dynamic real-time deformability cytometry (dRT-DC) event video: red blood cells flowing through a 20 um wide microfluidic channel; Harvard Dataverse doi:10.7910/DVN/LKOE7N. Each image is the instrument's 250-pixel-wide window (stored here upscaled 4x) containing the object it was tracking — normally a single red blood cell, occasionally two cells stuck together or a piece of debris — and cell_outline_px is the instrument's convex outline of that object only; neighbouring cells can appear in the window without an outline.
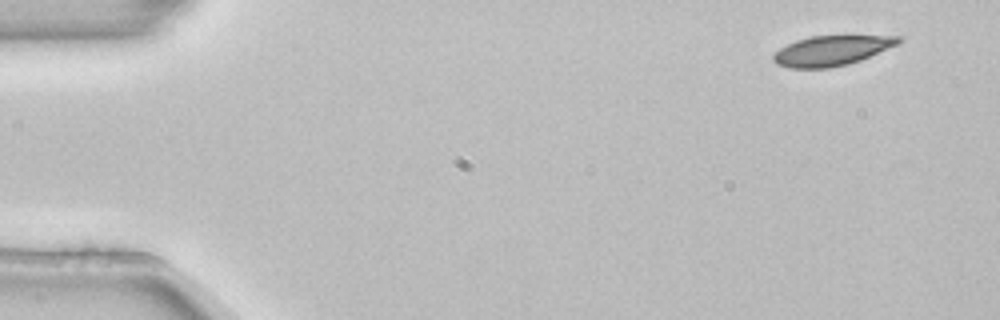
{"species": "common noctule bat (a hibernating species)", "species_latin": "Nyctalus noctula", "temperature_condition": "room temperature", "stored_images_in_passage": 4, "camera_frame_rate_fps": 3000, "um_per_image_px": 0.085, "animal": {"sex": "female", "body_mass_g": 22.7, "forearm_length_mm": 54.2}, "frame": {"image": 1, "passage_image": 1, "time_ms": 0.0, "image_size_px": [1000, 320], "cell_outline_px": [[900, 44], [860, 60], [848, 64], [828, 68], [788, 68], [776, 64], [772, 60], [772, 56], [780, 48], [796, 40], [812, 36], [900, 36]], "centroid_in_image_um": [70.67, 4.31], "position_along_channel_um": 14.3, "area_um2": 21.73}}
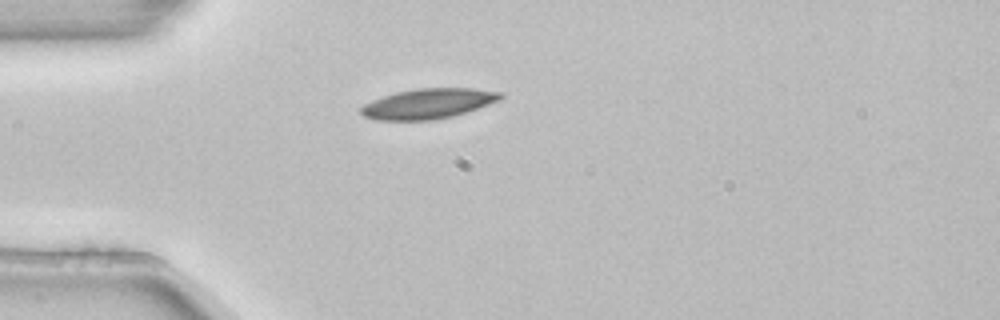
{"frame": {"image": 2, "passage_image": 4, "time_ms": 1.0, "image_size_px": [1000, 320], "cell_outline_px": [[504, 96], [500, 100], [452, 116], [432, 120], [376, 120], [364, 116], [360, 112], [360, 108], [364, 104], [372, 100], [396, 92], [416, 88], [472, 88], [504, 92]], "centroid_in_image_um": [36.4, 8.8], "position_along_channel_um": 48.6, "area_um2": 24.39}}